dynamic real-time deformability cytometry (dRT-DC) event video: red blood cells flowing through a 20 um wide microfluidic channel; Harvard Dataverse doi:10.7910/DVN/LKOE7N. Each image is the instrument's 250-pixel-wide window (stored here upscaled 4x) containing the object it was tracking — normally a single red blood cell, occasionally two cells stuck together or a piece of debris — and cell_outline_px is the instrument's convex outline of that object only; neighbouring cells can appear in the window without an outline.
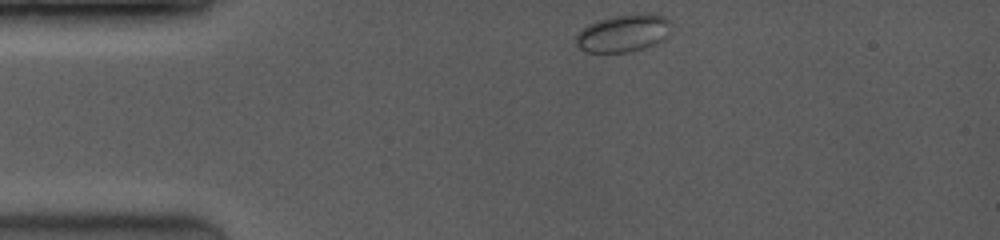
{"species": "common noctule bat (a hibernating species)", "species_latin": "Nyctalus noctula", "temperature_condition": "room temperature", "stored_images_in_passage": 36, "camera_frame_rate_fps": 3500, "um_per_image_px": 0.085, "animal": {"sex": "female", "body_mass_g": 19.0, "forearm_length_mm": 53.3}, "frame": {"image": 1, "passage_image": 1, "time_ms": 0.0, "image_size_px": [1000, 240], "cell_outline_px": [[668, 36], [664, 40], [656, 44], [644, 48], [628, 52], [584, 52], [576, 44], [576, 36], [588, 24], [600, 20], [632, 12], [664, 16], [668, 20]], "centroid_in_image_um": [52.98, 2.83], "position_along_channel_um": 32.0, "area_um2": 20.63}}
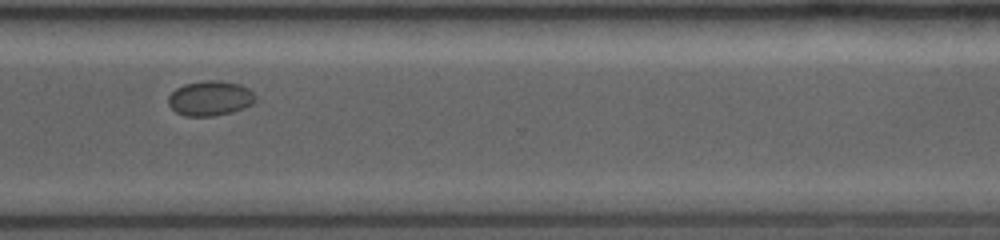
{"frame": {"image": 2, "passage_image": 25, "time_ms": 9.714, "image_size_px": [1000, 240], "cell_outline_px": [[256, 100], [252, 104], [244, 108], [232, 112], [212, 116], [184, 116], [176, 112], [168, 104], [168, 96], [176, 88], [184, 84], [204, 80], [220, 80], [240, 84], [248, 88], [256, 96]], "centroid_in_image_um": [17.86, 8.35], "position_along_channel_um": 352.7, "area_um2": 17.86}}
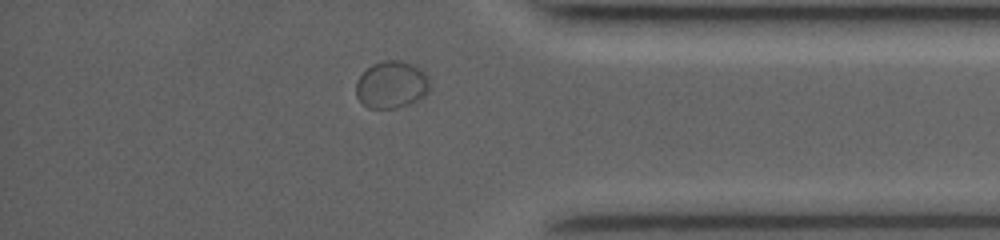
{"frame": {"image": 3, "passage_image": 28, "time_ms": 11.143, "image_size_px": [1000, 240], "cell_outline_px": [[432, 84], [428, 92], [420, 100], [396, 108], [368, 108], [356, 96], [356, 80], [372, 64], [380, 60], [400, 60], [412, 64], [420, 68], [428, 76]], "centroid_in_image_um": [33.31, 7.19], "position_along_channel_um": 401.9, "area_um2": 20.58}}